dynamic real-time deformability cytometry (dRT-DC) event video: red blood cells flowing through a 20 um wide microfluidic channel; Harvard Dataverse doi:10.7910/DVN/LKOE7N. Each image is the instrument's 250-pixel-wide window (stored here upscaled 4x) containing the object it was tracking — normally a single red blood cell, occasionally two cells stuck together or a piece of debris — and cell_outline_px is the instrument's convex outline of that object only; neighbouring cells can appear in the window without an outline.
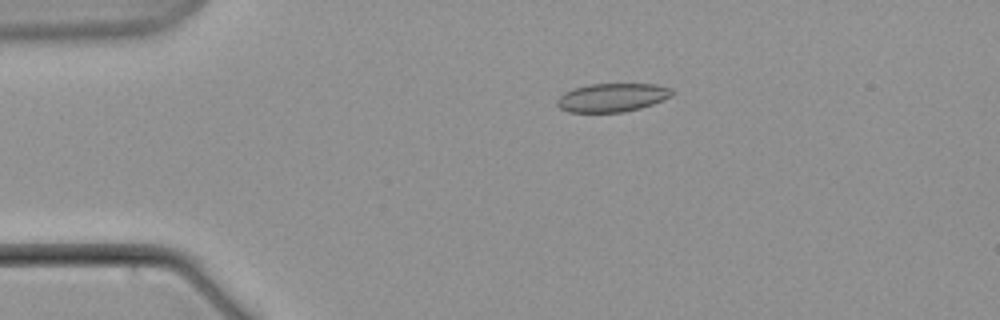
{"species": "common noctule bat (a hibernating species)", "species_latin": "Nyctalus noctula", "temperature_condition": "warm", "stored_images_in_passage": 5, "camera_frame_rate_fps": 3000, "um_per_image_px": 0.085, "animal": {"sex": "male", "body_mass_g": 21.5, "forearm_length_mm": 52.0}, "frame": {"image": 1, "passage_image": 3, "time_ms": 2.667, "image_size_px": [1000, 320], "cell_outline_px": [[676, 92], [672, 96], [652, 104], [640, 108], [624, 112], [568, 112], [560, 108], [556, 104], [556, 100], [564, 92], [572, 88], [588, 84], [656, 84], [672, 88]], "centroid_in_image_um": [52.04, 8.28], "position_along_channel_um": 33.0, "area_um2": 19.31}}